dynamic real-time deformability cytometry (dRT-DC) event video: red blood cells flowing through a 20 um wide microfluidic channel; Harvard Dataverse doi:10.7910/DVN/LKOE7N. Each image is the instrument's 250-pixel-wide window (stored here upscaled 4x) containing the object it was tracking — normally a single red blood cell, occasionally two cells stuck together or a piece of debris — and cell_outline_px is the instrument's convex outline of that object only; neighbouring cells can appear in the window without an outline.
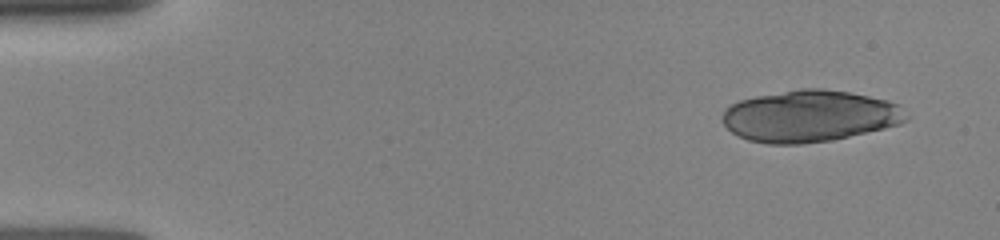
{"species": "human", "species_latin": "Homo sapiens", "temperature_condition": "room temperature", "stored_images_in_passage": 29, "segment_of_instrument_passage": [1, 2], "camera_frame_rate_fps": 3000, "um_per_image_px": 0.085, "donor": {"sex": "female"}, "frame": {"image": 1, "passage_image": 1, "time_ms": 0.0, "image_size_px": [1000, 240], "cell_outline_px": [[908, 120], [900, 124], [884, 128], [832, 140], [800, 144], [768, 144], [748, 140], [732, 132], [724, 124], [724, 112], [732, 104], [740, 100], [756, 96], [800, 88], [824, 88], [848, 92], [888, 100], [900, 104], [908, 116]], "centroid_in_image_um": [68.87, 9.86], "position_along_channel_um": 16.1, "area_um2": 55.2}}
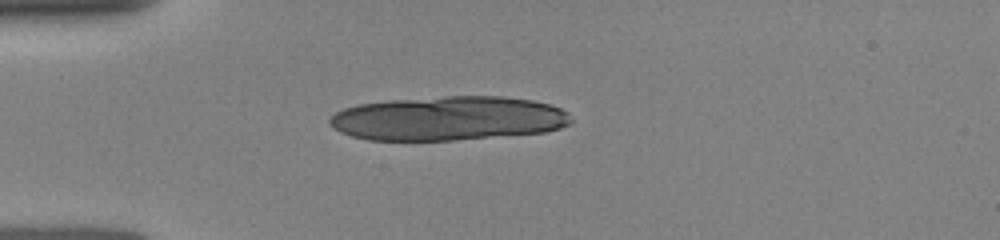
{"frame": {"image": 2, "passage_image": 7, "time_ms": 3.0, "image_size_px": [1000, 240], "cell_outline_px": [[572, 124], [560, 128], [544, 132], [452, 140], [368, 140], [352, 136], [340, 132], [328, 124], [328, 120], [336, 112], [344, 108], [360, 104], [388, 100], [444, 96], [504, 96], [532, 100], [552, 104], [568, 112], [572, 120]], "centroid_in_image_um": [38.12, 10.06], "position_along_channel_um": 46.9, "area_um2": 62.37}}